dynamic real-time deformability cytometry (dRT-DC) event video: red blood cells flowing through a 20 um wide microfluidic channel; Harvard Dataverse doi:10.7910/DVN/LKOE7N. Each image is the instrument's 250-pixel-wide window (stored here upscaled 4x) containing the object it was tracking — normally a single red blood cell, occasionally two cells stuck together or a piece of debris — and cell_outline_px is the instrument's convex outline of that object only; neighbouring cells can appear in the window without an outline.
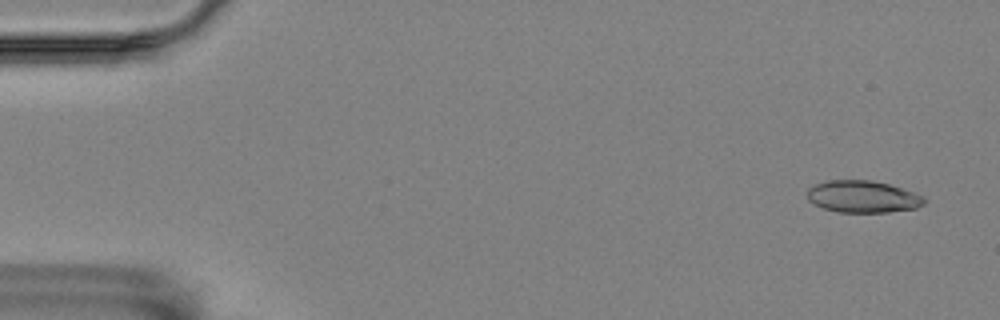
{"species": "Egyptian fruit bat (a non-hibernating species)", "species_latin": "Rousettus aegyptiacus", "temperature_condition": "room temperature", "stored_images_in_passage": 56, "camera_frame_rate_fps": 3000, "um_per_image_px": 0.085, "animal": {"sex": "female"}, "frame": {"image": 1, "passage_image": 3, "time_ms": 0.667, "image_size_px": [1000, 320], "cell_outline_px": [[924, 204], [916, 208], [888, 212], [836, 212], [812, 204], [808, 200], [808, 188], [812, 184], [828, 180], [872, 180], [888, 184], [924, 196]], "centroid_in_image_um": [73.29, 16.71], "position_along_channel_um": 11.7, "area_um2": 21.85}}
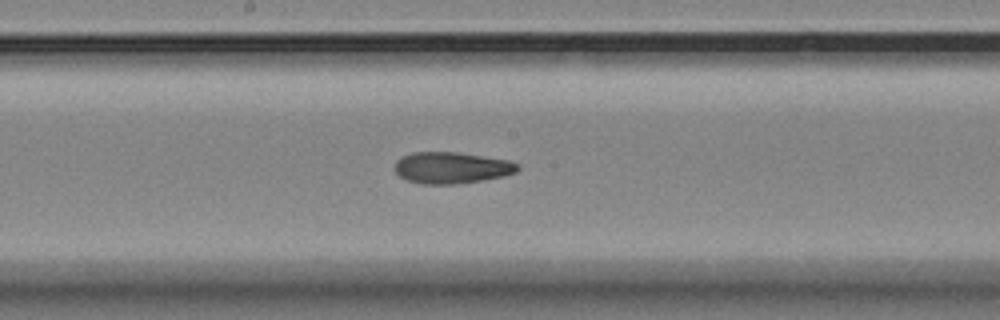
{"frame": {"image": 2, "passage_image": 30, "time_ms": 9.667, "image_size_px": [1000, 320], "cell_outline_px": [[520, 168], [516, 172], [504, 176], [456, 184], [420, 184], [408, 180], [400, 176], [392, 168], [396, 160], [400, 156], [412, 152], [456, 152], [484, 156], [508, 160], [520, 164]], "centroid_in_image_um": [38.35, 14.25], "position_along_channel_um": 209.8, "area_um2": 22.72}}
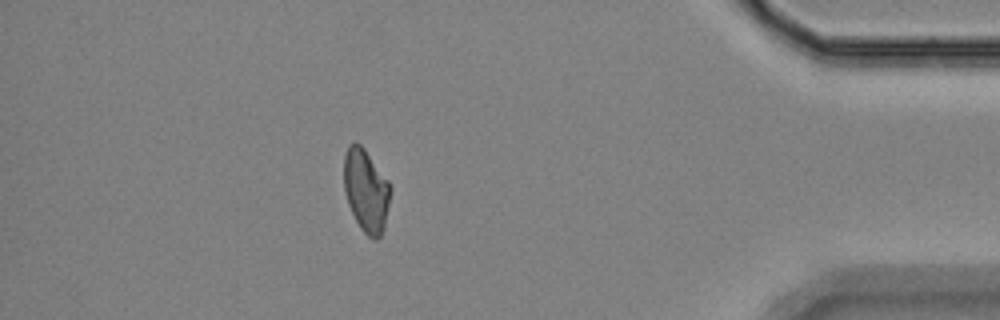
{"frame": {"image": 3, "passage_image": 50, "time_ms": 16.333, "image_size_px": [1000, 320], "cell_outline_px": [[392, 188], [384, 228], [380, 236], [376, 240], [372, 240], [360, 228], [348, 204], [344, 192], [344, 156], [348, 144], [356, 140], [364, 148], [388, 180]], "centroid_in_image_um": [31.11, 16.18], "position_along_channel_um": 404.1, "area_um2": 22.66}, "authors_computed_cell_mechanics": {"area_um2": 22.4842, "velocity_mm_per_s": 3.5425, "shape_relaxation_time_tau1_ms": null, "shape_relaxation_time_tau2_ms": 3.5442, "deformation_change_tau1": null, "deformation_change_tau2": 0.0875}}